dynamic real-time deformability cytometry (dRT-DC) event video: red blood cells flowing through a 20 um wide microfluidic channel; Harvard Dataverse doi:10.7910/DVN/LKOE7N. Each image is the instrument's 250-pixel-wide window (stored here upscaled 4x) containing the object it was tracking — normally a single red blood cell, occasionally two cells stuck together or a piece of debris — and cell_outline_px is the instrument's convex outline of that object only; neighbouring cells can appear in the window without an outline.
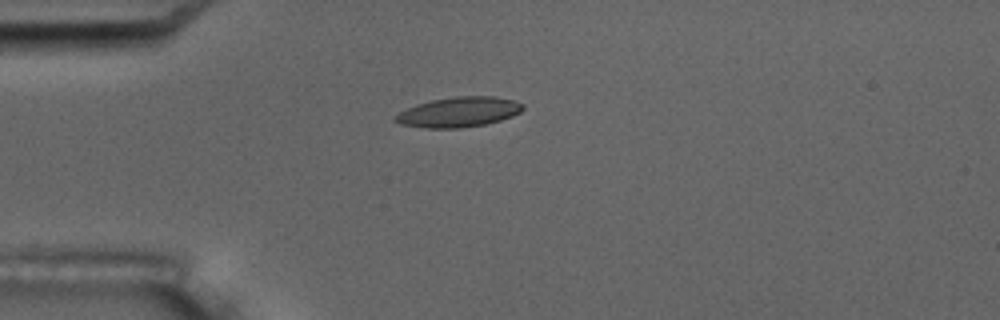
{"species": "common noctule bat (a hibernating species)", "species_latin": "Nyctalus noctula", "temperature_condition": "room temperature", "stored_images_in_passage": 8, "camera_frame_rate_fps": 3000, "um_per_image_px": 0.085, "animal": {"sex": "male", "body_mass_g": 17.5, "forearm_length_mm": 52.3}, "frame": {"image": 1, "passage_image": 5, "time_ms": 4.667, "image_size_px": [1000, 320], "cell_outline_px": [[524, 108], [520, 112], [512, 116], [500, 120], [484, 124], [460, 128], [424, 128], [400, 124], [392, 120], [392, 116], [408, 108], [432, 100], [456, 96], [492, 96], [516, 100], [524, 104]], "centroid_in_image_um": [39.0, 9.53], "position_along_channel_um": 46.0, "area_um2": 22.31}}